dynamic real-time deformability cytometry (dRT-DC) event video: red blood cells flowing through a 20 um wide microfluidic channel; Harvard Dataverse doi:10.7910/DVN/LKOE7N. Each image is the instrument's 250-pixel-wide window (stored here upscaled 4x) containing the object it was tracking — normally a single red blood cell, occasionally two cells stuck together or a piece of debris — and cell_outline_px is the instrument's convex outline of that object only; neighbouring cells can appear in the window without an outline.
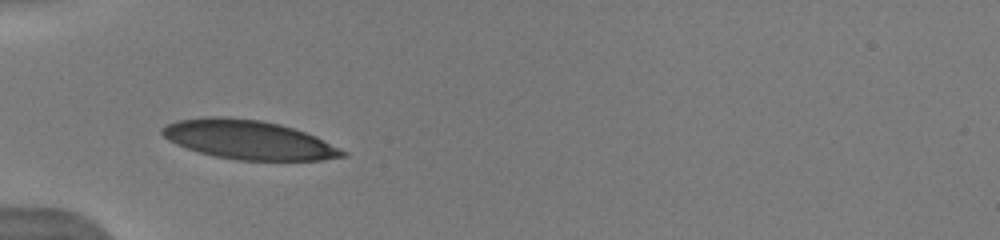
{"species": "human", "species_latin": "Homo sapiens", "temperature_condition": "warm", "stored_images_in_passage": 4, "camera_frame_rate_fps": 3000, "um_per_image_px": 0.085, "donor": {"sex": "male"}, "frame": {"image": 1, "passage_image": 1, "time_ms": 0.0, "image_size_px": [1000, 240], "cell_outline_px": [[348, 156], [320, 160], [240, 160], [216, 156], [200, 152], [176, 144], [168, 140], [160, 132], [160, 128], [164, 124], [176, 120], [204, 116], [224, 116], [260, 120], [280, 124], [316, 136], [348, 152]], "centroid_in_image_um": [21.1, 11.86], "position_along_channel_um": 63.9, "area_um2": 41.1}}